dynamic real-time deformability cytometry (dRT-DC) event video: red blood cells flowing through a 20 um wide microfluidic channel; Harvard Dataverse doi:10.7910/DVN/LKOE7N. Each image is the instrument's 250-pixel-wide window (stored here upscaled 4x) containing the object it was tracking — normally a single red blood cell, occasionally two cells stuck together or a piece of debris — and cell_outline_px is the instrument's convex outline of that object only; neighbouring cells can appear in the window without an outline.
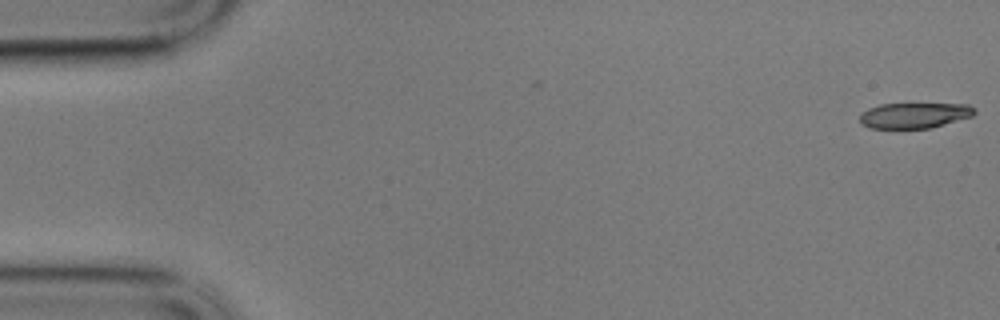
{"species": "common noctule bat (a hibernating species)", "species_latin": "Nyctalus noctula", "temperature_condition": "cold", "stored_images_in_passage": 59, "camera_frame_rate_fps": 3000, "um_per_image_px": 0.085, "animal": {"sex": "male", "body_mass_g": 17.9}, "frame": {"image": 1, "passage_image": 1, "time_ms": 0.0, "image_size_px": [1000, 320], "cell_outline_px": [[976, 112], [972, 116], [928, 128], [872, 128], [860, 124], [860, 112], [868, 108], [880, 104], [968, 104], [976, 108]], "centroid_in_image_um": [77.69, 9.8], "position_along_channel_um": 7.3, "area_um2": 16.99}}
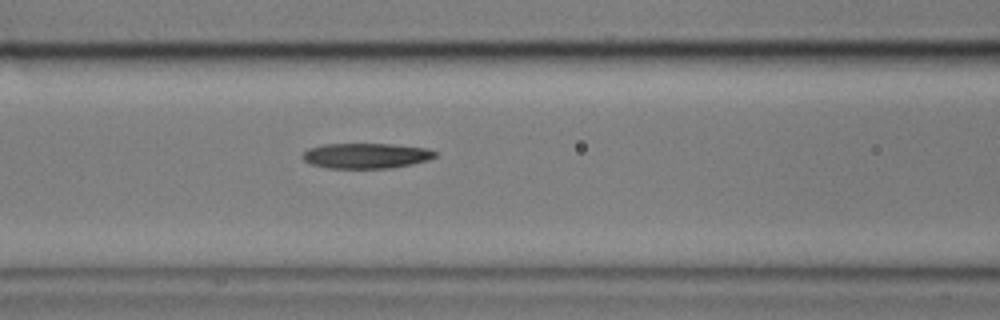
{"frame": {"image": 2, "passage_image": 24, "time_ms": 7.667, "image_size_px": [1000, 320], "cell_outline_px": [[436, 156], [428, 160], [412, 164], [392, 168], [328, 168], [312, 164], [304, 160], [300, 156], [308, 148], [324, 144], [388, 144], [428, 148], [436, 152]], "centroid_in_image_um": [31.11, 13.24], "position_along_channel_um": 135.5, "area_um2": 19.54}}
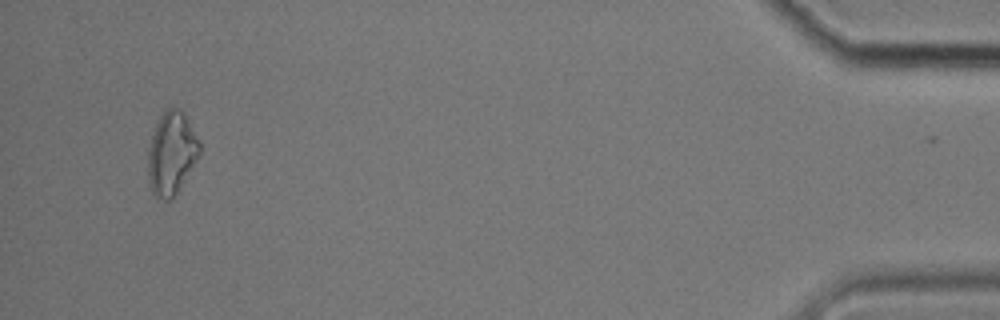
{"frame": {"image": 3, "passage_image": 56, "time_ms": 18.333, "image_size_px": [1000, 320], "cell_outline_px": [[200, 152], [196, 160], [176, 192], [168, 200], [164, 200], [152, 196], [148, 180], [148, 148], [156, 124], [160, 116], [168, 108], [176, 108], [184, 112], [200, 144]], "centroid_in_image_um": [14.54, 13.03], "position_along_channel_um": 420.7, "area_um2": 24.45}, "authors_computed_cell_mechanics": {"area_um2": 19.941, "velocity_mm_per_s": 3.3978, "shape_relaxation_time_tau1_ms": 8.4153, "shape_relaxation_time_tau2_ms": null, "deformation_change_tau1": 0.1909, "deformation_change_tau2": null}}